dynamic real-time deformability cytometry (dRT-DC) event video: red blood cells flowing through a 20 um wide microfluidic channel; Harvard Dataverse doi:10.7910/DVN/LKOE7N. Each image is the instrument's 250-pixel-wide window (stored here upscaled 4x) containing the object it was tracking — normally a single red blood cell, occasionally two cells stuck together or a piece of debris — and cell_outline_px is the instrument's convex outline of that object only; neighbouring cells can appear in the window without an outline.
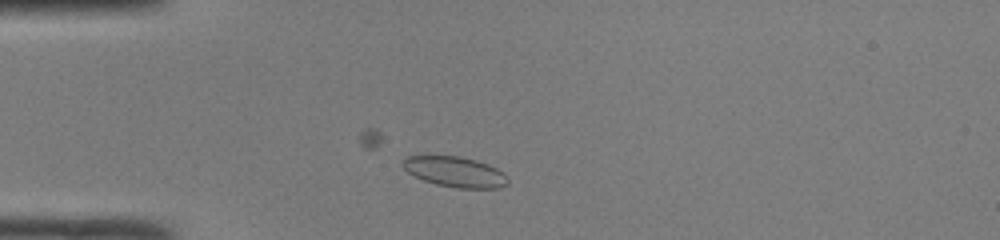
{"species": "common noctule bat (a hibernating species)", "species_latin": "Nyctalus noctula", "temperature_condition": "room temperature", "stored_images_in_passage": 22, "camera_frame_rate_fps": 3000, "um_per_image_px": 0.085, "animal": {"sex": "male", "body_mass_g": 19.0, "forearm_length_mm": 50.8}, "frame": {"image": 1, "passage_image": 5, "time_ms": 1.333, "image_size_px": [1000, 240], "cell_outline_px": [[508, 184], [500, 188], [456, 188], [436, 184], [424, 180], [408, 172], [404, 168], [404, 160], [408, 156], [460, 156], [476, 160], [488, 164], [504, 172], [508, 180]], "centroid_in_image_um": [38.74, 14.61], "position_along_channel_um": 46.3, "area_um2": 18.44}}
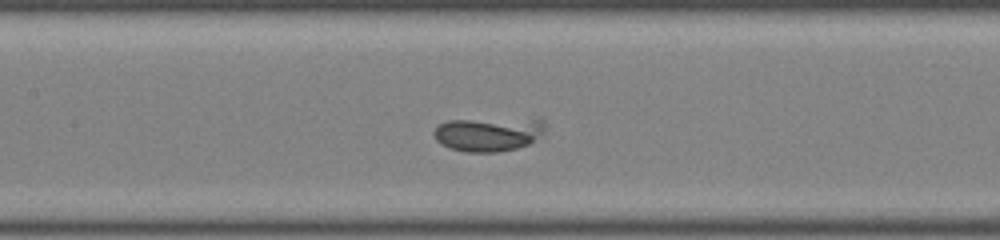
{"frame": {"image": 2, "passage_image": 15, "time_ms": 4.667, "image_size_px": [1000, 240], "cell_outline_px": [[544, 132], [528, 144], [516, 148], [496, 152], [464, 152], [448, 148], [440, 144], [436, 140], [432, 132], [436, 124], [448, 120], [544, 120]], "centroid_in_image_um": [41.4, 11.43], "position_along_channel_um": 166.0, "area_um2": 21.73}}
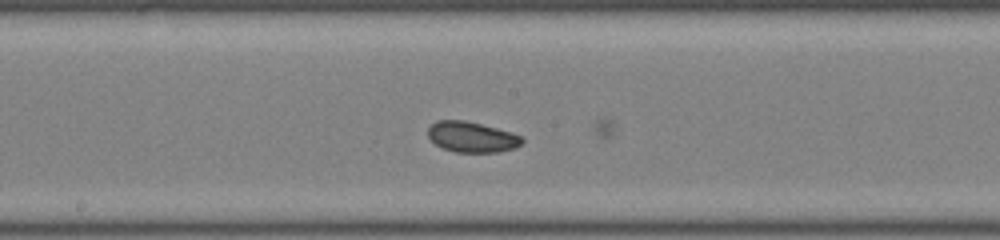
{"frame": {"image": 3, "passage_image": 18, "time_ms": 5.667, "image_size_px": [1000, 240], "cell_outline_px": [[524, 140], [516, 148], [500, 152], [456, 152], [444, 148], [436, 144], [428, 136], [428, 128], [436, 120], [464, 120], [512, 132], [520, 136]], "centroid_in_image_um": [40.11, 11.64], "position_along_channel_um": 208.1, "area_um2": 16.65}}